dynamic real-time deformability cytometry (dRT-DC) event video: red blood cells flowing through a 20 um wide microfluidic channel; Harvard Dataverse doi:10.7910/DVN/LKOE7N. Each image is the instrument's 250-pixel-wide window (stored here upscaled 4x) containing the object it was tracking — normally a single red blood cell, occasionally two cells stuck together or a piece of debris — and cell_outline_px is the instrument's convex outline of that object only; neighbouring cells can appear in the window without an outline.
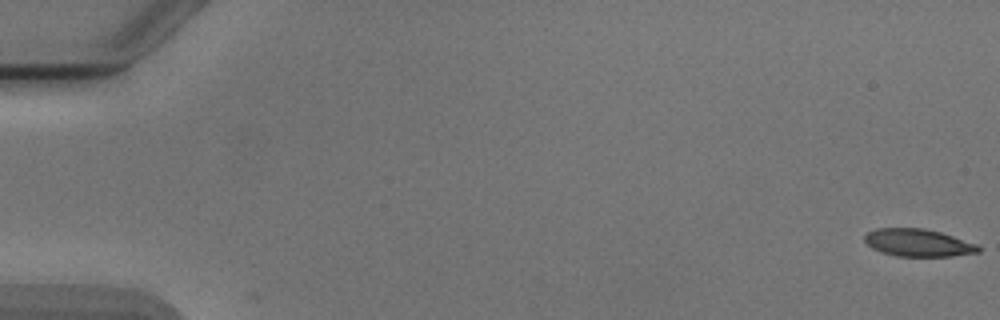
{"species": "Egyptian fruit bat (a non-hibernating species)", "species_latin": "Rousettus aegyptiacus", "temperature_condition": "cold", "stored_images_in_passage": 7, "camera_frame_rate_fps": 3000, "um_per_image_px": 0.085, "animal": {"sex": "male"}, "frame": {"image": 1, "passage_image": 1, "time_ms": 0.0, "image_size_px": [1000, 320], "cell_outline_px": [[980, 252], [952, 256], [896, 256], [880, 252], [872, 248], [864, 240], [864, 236], [868, 232], [876, 228], [924, 228], [940, 232], [976, 244], [980, 248]], "centroid_in_image_um": [78.01, 20.63], "position_along_channel_um": 7.0, "area_um2": 18.15}}
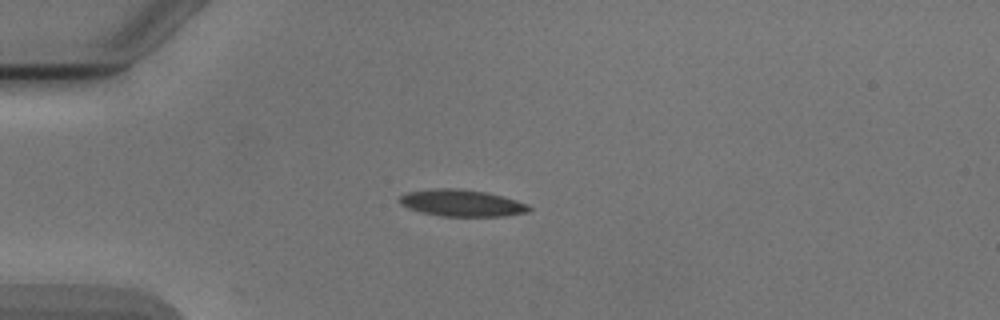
{"frame": {"image": 2, "passage_image": 5, "time_ms": 4.667, "image_size_px": [1000, 320], "cell_outline_px": [[532, 208], [528, 212], [504, 216], [440, 216], [420, 212], [408, 208], [400, 204], [396, 200], [400, 196], [408, 192], [432, 188], [460, 188], [484, 192], [516, 200], [528, 204]], "centroid_in_image_um": [39.2, 17.26], "position_along_channel_um": 45.8, "area_um2": 20.29}}
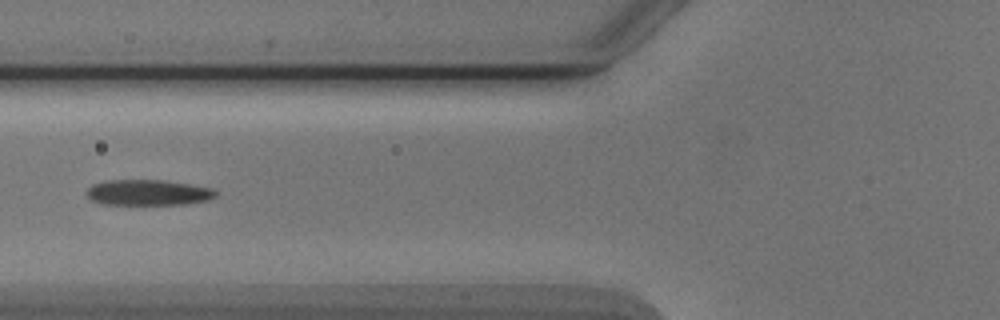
{"frame": {"image": 3, "passage_image": 7, "time_ms": 7.0, "image_size_px": [1000, 320], "cell_outline_px": [[216, 196], [208, 200], [188, 204], [100, 204], [92, 200], [84, 192], [92, 184], [108, 180], [164, 180], [212, 188], [216, 192]], "centroid_in_image_um": [12.56, 16.36], "position_along_channel_um": 113.2, "area_um2": 19.31}}